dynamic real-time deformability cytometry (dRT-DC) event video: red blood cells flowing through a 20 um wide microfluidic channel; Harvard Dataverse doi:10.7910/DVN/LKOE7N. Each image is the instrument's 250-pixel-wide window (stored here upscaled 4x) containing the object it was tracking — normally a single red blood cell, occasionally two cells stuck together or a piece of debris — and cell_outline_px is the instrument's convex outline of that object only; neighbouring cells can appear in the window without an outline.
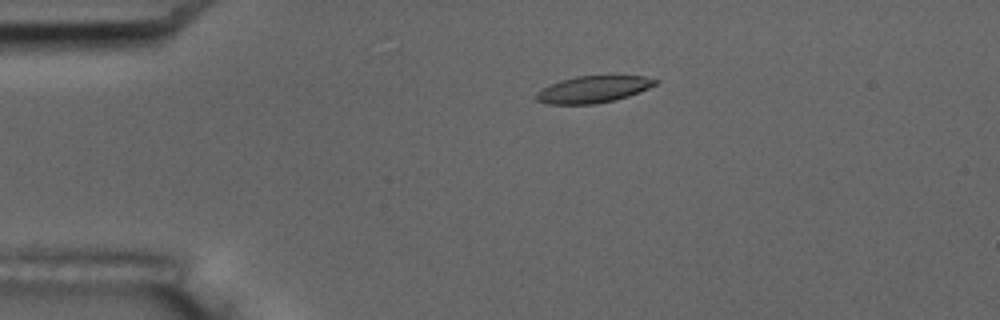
{"species": "common noctule bat (a hibernating species)", "species_latin": "Nyctalus noctula", "temperature_condition": "room temperature", "stored_images_in_passage": 16, "camera_frame_rate_fps": 3000, "um_per_image_px": 0.085, "animal": {"sex": "male", "body_mass_g": 17.5, "forearm_length_mm": 52.3}, "frame": {"image": 1, "passage_image": 3, "time_ms": 2.333, "image_size_px": [1000, 320], "cell_outline_px": [[660, 80], [656, 84], [648, 88], [628, 96], [616, 100], [596, 104], [548, 104], [536, 100], [536, 92], [540, 88], [548, 84], [560, 80], [576, 76], [644, 76]], "centroid_in_image_um": [50.38, 7.59], "position_along_channel_um": 34.6, "area_um2": 18.73}}
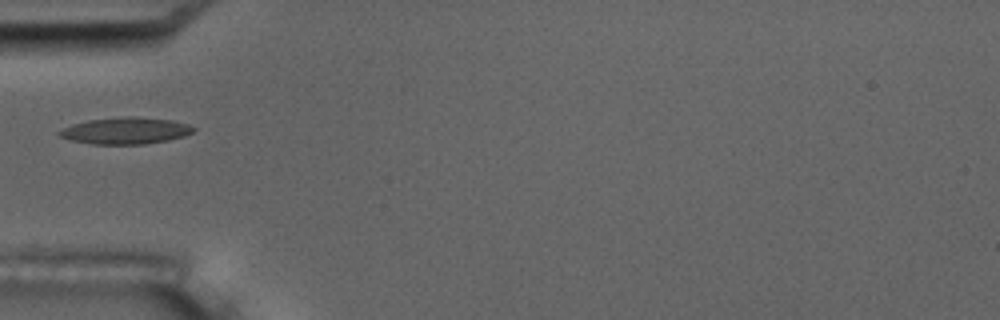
{"frame": {"image": 2, "passage_image": 5, "time_ms": 4.667, "image_size_px": [1000, 320], "cell_outline_px": [[196, 128], [192, 132], [184, 136], [168, 140], [144, 144], [92, 144], [72, 140], [60, 136], [56, 132], [72, 124], [88, 120], [128, 116], [136, 116], [172, 120], [188, 124]], "centroid_in_image_um": [10.69, 11.1], "position_along_channel_um": 74.3, "area_um2": 20.75}, "authors_computed_cell_mechanics": {"area_um2": 19.3052, "velocity_mm_per_s": 3.4919, "shape_relaxation_time_tau1_ms": 5.1081, "shape_relaxation_time_tau2_ms": 2.2694, "deformation_change_tau1": 0.1349, "deformation_change_tau2": 0.0808}}